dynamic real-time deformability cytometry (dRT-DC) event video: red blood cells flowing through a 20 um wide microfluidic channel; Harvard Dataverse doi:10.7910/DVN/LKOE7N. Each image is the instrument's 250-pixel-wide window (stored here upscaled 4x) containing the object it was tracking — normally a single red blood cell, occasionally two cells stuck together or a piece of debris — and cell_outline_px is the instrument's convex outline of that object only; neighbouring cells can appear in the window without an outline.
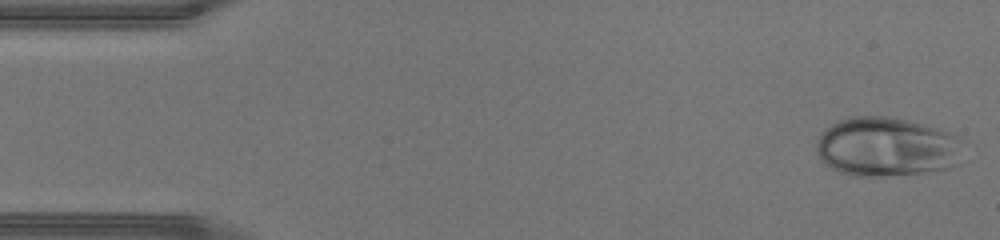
{"species": "human", "species_latin": "Homo sapiens", "temperature_condition": "warm", "stored_images_in_passage": 43, "camera_frame_rate_fps": 3000, "um_per_image_px": 0.085, "donor": {"sex": "male"}, "frame": {"image": 1, "passage_image": 1, "time_ms": 0.0, "image_size_px": [1000, 240], "cell_outline_px": [[960, 164], [944, 168], [920, 172], [876, 176], [852, 176], [840, 172], [824, 164], [816, 152], [816, 140], [820, 132], [832, 124], [840, 120], [852, 116], [888, 116], [908, 120], [936, 128], [948, 132], [956, 136]], "centroid_in_image_um": [75.25, 12.47], "position_along_channel_um": 9.7, "area_um2": 50.17}}
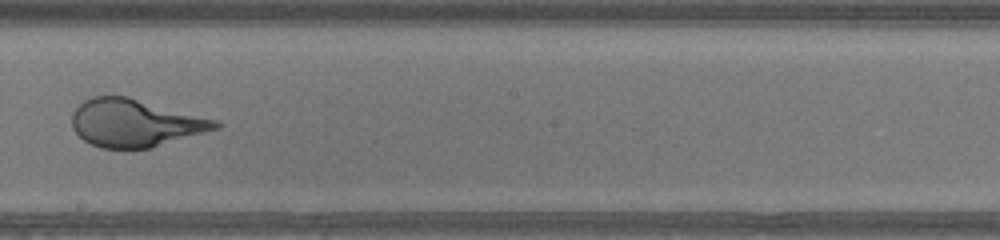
{"frame": {"image": 2, "passage_image": 24, "time_ms": 7.667, "image_size_px": [1000, 240], "cell_outline_px": [[224, 124], [220, 128], [152, 148], [100, 148], [84, 140], [72, 128], [72, 112], [84, 100], [92, 96], [128, 96], [216, 120]], "centroid_in_image_um": [11.49, 10.45], "position_along_channel_um": 236.7, "area_um2": 39.77}}
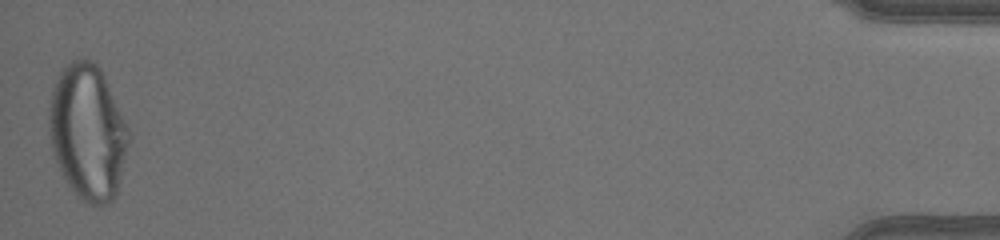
{"frame": {"image": 3, "passage_image": 43, "time_ms": 14.0, "image_size_px": [1000, 240], "cell_outline_px": [[132, 136], [116, 196], [108, 204], [88, 204], [80, 200], [76, 196], [68, 184], [52, 152], [48, 128], [48, 108], [52, 88], [60, 72], [72, 60], [92, 60], [100, 68], [132, 132]], "centroid_in_image_um": [7.48, 11.25], "position_along_channel_um": 427.7, "area_um2": 63.41}}